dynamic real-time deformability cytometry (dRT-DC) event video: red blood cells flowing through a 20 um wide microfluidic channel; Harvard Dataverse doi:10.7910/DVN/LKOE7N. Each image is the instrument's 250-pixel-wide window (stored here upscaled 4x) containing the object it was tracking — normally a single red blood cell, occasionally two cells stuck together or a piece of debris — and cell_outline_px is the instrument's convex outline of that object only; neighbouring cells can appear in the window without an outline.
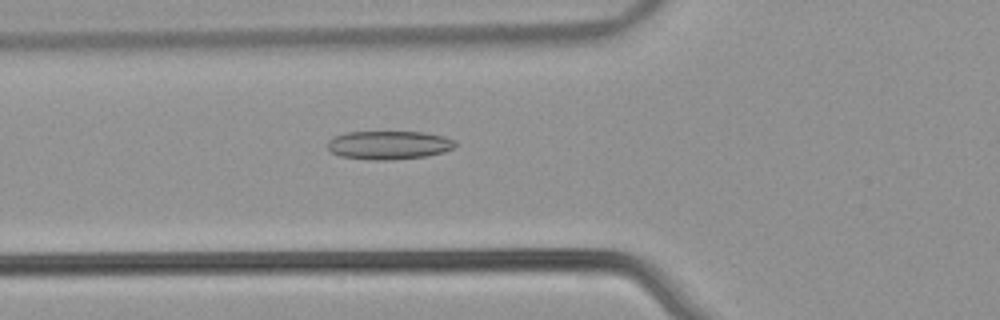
{"species": "common noctule bat (a hibernating species)", "species_latin": "Nyctalus noctula", "temperature_condition": "warm", "stored_images_in_passage": 43, "camera_frame_rate_fps": 3000, "um_per_image_px": 0.085, "animal": {"sex": "male", "body_mass_g": 21.5, "forearm_length_mm": 52.0}, "frame": {"image": 1, "passage_image": 10, "time_ms": 3.0, "image_size_px": [1000, 320], "cell_outline_px": [[456, 144], [452, 148], [444, 152], [428, 156], [392, 160], [372, 160], [340, 156], [332, 152], [328, 148], [328, 140], [332, 136], [348, 132], [424, 132], [444, 136], [456, 140]], "centroid_in_image_um": [33.06, 12.33], "position_along_channel_um": 92.7, "area_um2": 21.39}}
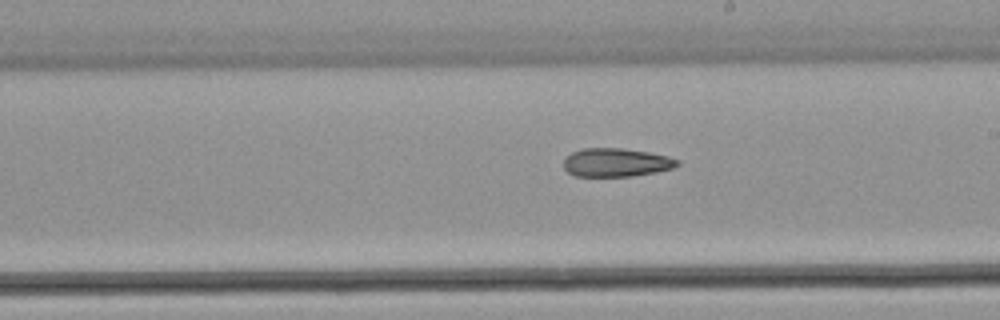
{"frame": {"image": 2, "passage_image": 21, "time_ms": 6.667, "image_size_px": [1000, 320], "cell_outline_px": [[680, 164], [672, 168], [656, 172], [632, 176], [576, 176], [568, 172], [564, 168], [564, 160], [572, 152], [584, 148], [624, 148], [648, 152], [668, 156], [680, 160]], "centroid_in_image_um": [52.4, 13.81], "position_along_channel_um": 236.6, "area_um2": 18.84}}
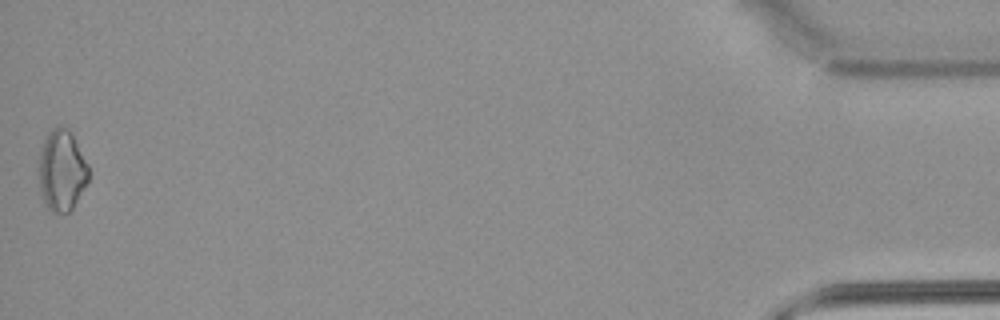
{"frame": {"image": 3, "passage_image": 43, "time_ms": 14.0, "image_size_px": [1000, 320], "cell_outline_px": [[88, 180], [72, 208], [68, 212], [52, 212], [48, 208], [44, 200], [40, 188], [40, 152], [44, 140], [48, 132], [56, 124], [60, 124], [68, 128], [88, 164]], "centroid_in_image_um": [5.25, 14.44], "position_along_channel_um": 429.9, "area_um2": 23.06}}